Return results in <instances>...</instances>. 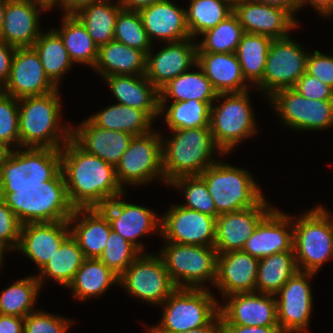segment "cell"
<instances>
[{"mask_svg": "<svg viewBox=\"0 0 333 333\" xmlns=\"http://www.w3.org/2000/svg\"><path fill=\"white\" fill-rule=\"evenodd\" d=\"M233 13L238 17L244 33L266 35L282 39L295 30L299 23L287 11L252 0H235Z\"/></svg>", "mask_w": 333, "mask_h": 333, "instance_id": "ffe728a7", "label": "cell"}, {"mask_svg": "<svg viewBox=\"0 0 333 333\" xmlns=\"http://www.w3.org/2000/svg\"><path fill=\"white\" fill-rule=\"evenodd\" d=\"M32 47L37 52L45 74L58 88L63 75L74 64L60 35L54 30L40 34Z\"/></svg>", "mask_w": 333, "mask_h": 333, "instance_id": "f35d334b", "label": "cell"}, {"mask_svg": "<svg viewBox=\"0 0 333 333\" xmlns=\"http://www.w3.org/2000/svg\"><path fill=\"white\" fill-rule=\"evenodd\" d=\"M165 243L158 254L177 288L204 289L206 281L214 285L218 256L214 246Z\"/></svg>", "mask_w": 333, "mask_h": 333, "instance_id": "ba28073f", "label": "cell"}, {"mask_svg": "<svg viewBox=\"0 0 333 333\" xmlns=\"http://www.w3.org/2000/svg\"><path fill=\"white\" fill-rule=\"evenodd\" d=\"M290 37L273 39L270 44L262 81L256 86L257 90H262L268 98L276 91L293 88L306 72L309 53Z\"/></svg>", "mask_w": 333, "mask_h": 333, "instance_id": "4fadbf2b", "label": "cell"}, {"mask_svg": "<svg viewBox=\"0 0 333 333\" xmlns=\"http://www.w3.org/2000/svg\"><path fill=\"white\" fill-rule=\"evenodd\" d=\"M113 284H119V275L98 258H86L67 288L75 299L86 301L104 294Z\"/></svg>", "mask_w": 333, "mask_h": 333, "instance_id": "836d02e7", "label": "cell"}, {"mask_svg": "<svg viewBox=\"0 0 333 333\" xmlns=\"http://www.w3.org/2000/svg\"><path fill=\"white\" fill-rule=\"evenodd\" d=\"M12 151L13 150L11 149V147L8 144H6L4 141L0 140V172H1L2 166L7 161V159L11 155Z\"/></svg>", "mask_w": 333, "mask_h": 333, "instance_id": "e7e4bbea", "label": "cell"}, {"mask_svg": "<svg viewBox=\"0 0 333 333\" xmlns=\"http://www.w3.org/2000/svg\"><path fill=\"white\" fill-rule=\"evenodd\" d=\"M314 274L297 271L274 295L277 322L284 333H308L306 329L313 309L312 290L308 280Z\"/></svg>", "mask_w": 333, "mask_h": 333, "instance_id": "9a60e30c", "label": "cell"}, {"mask_svg": "<svg viewBox=\"0 0 333 333\" xmlns=\"http://www.w3.org/2000/svg\"><path fill=\"white\" fill-rule=\"evenodd\" d=\"M34 1L49 11L51 8H53V6L55 7L56 4L57 6H60L62 8L63 0H34Z\"/></svg>", "mask_w": 333, "mask_h": 333, "instance_id": "03108f58", "label": "cell"}, {"mask_svg": "<svg viewBox=\"0 0 333 333\" xmlns=\"http://www.w3.org/2000/svg\"><path fill=\"white\" fill-rule=\"evenodd\" d=\"M257 3L274 6L287 11L294 19L295 12L300 10L299 0H252Z\"/></svg>", "mask_w": 333, "mask_h": 333, "instance_id": "680465c9", "label": "cell"}, {"mask_svg": "<svg viewBox=\"0 0 333 333\" xmlns=\"http://www.w3.org/2000/svg\"><path fill=\"white\" fill-rule=\"evenodd\" d=\"M114 40L139 49L146 54L152 48V43L148 38L139 12L123 8L116 18Z\"/></svg>", "mask_w": 333, "mask_h": 333, "instance_id": "bcb514c9", "label": "cell"}, {"mask_svg": "<svg viewBox=\"0 0 333 333\" xmlns=\"http://www.w3.org/2000/svg\"><path fill=\"white\" fill-rule=\"evenodd\" d=\"M6 250L0 245V269L2 268L3 264V255L5 254Z\"/></svg>", "mask_w": 333, "mask_h": 333, "instance_id": "a7ac6f4b", "label": "cell"}, {"mask_svg": "<svg viewBox=\"0 0 333 333\" xmlns=\"http://www.w3.org/2000/svg\"><path fill=\"white\" fill-rule=\"evenodd\" d=\"M60 153L61 171L74 209L100 208L124 193L115 166L84 152L71 139Z\"/></svg>", "mask_w": 333, "mask_h": 333, "instance_id": "6da1fadb", "label": "cell"}, {"mask_svg": "<svg viewBox=\"0 0 333 333\" xmlns=\"http://www.w3.org/2000/svg\"><path fill=\"white\" fill-rule=\"evenodd\" d=\"M60 29H54L61 37L73 63L94 67L99 47L74 14H64Z\"/></svg>", "mask_w": 333, "mask_h": 333, "instance_id": "74e56055", "label": "cell"}, {"mask_svg": "<svg viewBox=\"0 0 333 333\" xmlns=\"http://www.w3.org/2000/svg\"><path fill=\"white\" fill-rule=\"evenodd\" d=\"M133 135L116 130H106L89 119L71 127V140L84 152L116 166L127 150Z\"/></svg>", "mask_w": 333, "mask_h": 333, "instance_id": "d4e9b609", "label": "cell"}, {"mask_svg": "<svg viewBox=\"0 0 333 333\" xmlns=\"http://www.w3.org/2000/svg\"><path fill=\"white\" fill-rule=\"evenodd\" d=\"M85 259L77 240L70 234L42 267L36 278L40 282V286L44 284V280L48 277L67 287Z\"/></svg>", "mask_w": 333, "mask_h": 333, "instance_id": "8d00e7d4", "label": "cell"}, {"mask_svg": "<svg viewBox=\"0 0 333 333\" xmlns=\"http://www.w3.org/2000/svg\"><path fill=\"white\" fill-rule=\"evenodd\" d=\"M46 11L34 0H9L6 5L0 40L19 47H32L41 34L39 15Z\"/></svg>", "mask_w": 333, "mask_h": 333, "instance_id": "4316f807", "label": "cell"}, {"mask_svg": "<svg viewBox=\"0 0 333 333\" xmlns=\"http://www.w3.org/2000/svg\"><path fill=\"white\" fill-rule=\"evenodd\" d=\"M0 198L21 224L68 221L75 210L61 170L40 187L0 188Z\"/></svg>", "mask_w": 333, "mask_h": 333, "instance_id": "3957f363", "label": "cell"}, {"mask_svg": "<svg viewBox=\"0 0 333 333\" xmlns=\"http://www.w3.org/2000/svg\"><path fill=\"white\" fill-rule=\"evenodd\" d=\"M0 333H24V318L0 314Z\"/></svg>", "mask_w": 333, "mask_h": 333, "instance_id": "6f0895ef", "label": "cell"}, {"mask_svg": "<svg viewBox=\"0 0 333 333\" xmlns=\"http://www.w3.org/2000/svg\"><path fill=\"white\" fill-rule=\"evenodd\" d=\"M199 71L182 73L169 81L159 90L160 107H167L169 98L175 102L190 99L199 100L206 103H215L218 93L214 90L210 80L203 70L196 64Z\"/></svg>", "mask_w": 333, "mask_h": 333, "instance_id": "d6a6232c", "label": "cell"}, {"mask_svg": "<svg viewBox=\"0 0 333 333\" xmlns=\"http://www.w3.org/2000/svg\"><path fill=\"white\" fill-rule=\"evenodd\" d=\"M70 229L68 221L22 224L16 250L36 263L40 271L71 234Z\"/></svg>", "mask_w": 333, "mask_h": 333, "instance_id": "cb8c5ba5", "label": "cell"}, {"mask_svg": "<svg viewBox=\"0 0 333 333\" xmlns=\"http://www.w3.org/2000/svg\"><path fill=\"white\" fill-rule=\"evenodd\" d=\"M206 183L218 216L256 206L265 196L246 169L216 161L199 175Z\"/></svg>", "mask_w": 333, "mask_h": 333, "instance_id": "52a82bcc", "label": "cell"}, {"mask_svg": "<svg viewBox=\"0 0 333 333\" xmlns=\"http://www.w3.org/2000/svg\"><path fill=\"white\" fill-rule=\"evenodd\" d=\"M225 298V305H219L222 325L279 326L274 295L246 292Z\"/></svg>", "mask_w": 333, "mask_h": 333, "instance_id": "ac0fdd59", "label": "cell"}, {"mask_svg": "<svg viewBox=\"0 0 333 333\" xmlns=\"http://www.w3.org/2000/svg\"><path fill=\"white\" fill-rule=\"evenodd\" d=\"M141 253L119 276V285L128 293L160 305L177 289L161 256Z\"/></svg>", "mask_w": 333, "mask_h": 333, "instance_id": "7c38bea8", "label": "cell"}, {"mask_svg": "<svg viewBox=\"0 0 333 333\" xmlns=\"http://www.w3.org/2000/svg\"><path fill=\"white\" fill-rule=\"evenodd\" d=\"M68 222L85 258H99L112 230L106 214L100 208H77Z\"/></svg>", "mask_w": 333, "mask_h": 333, "instance_id": "f1b7e54d", "label": "cell"}, {"mask_svg": "<svg viewBox=\"0 0 333 333\" xmlns=\"http://www.w3.org/2000/svg\"><path fill=\"white\" fill-rule=\"evenodd\" d=\"M100 0H63L62 7L65 11L64 14H75L82 7L90 5L91 3L98 2Z\"/></svg>", "mask_w": 333, "mask_h": 333, "instance_id": "6125c7cd", "label": "cell"}, {"mask_svg": "<svg viewBox=\"0 0 333 333\" xmlns=\"http://www.w3.org/2000/svg\"><path fill=\"white\" fill-rule=\"evenodd\" d=\"M103 79L117 103L143 110L152 120L160 116L159 90L145 75H111Z\"/></svg>", "mask_w": 333, "mask_h": 333, "instance_id": "f546056e", "label": "cell"}, {"mask_svg": "<svg viewBox=\"0 0 333 333\" xmlns=\"http://www.w3.org/2000/svg\"><path fill=\"white\" fill-rule=\"evenodd\" d=\"M21 225L12 209L0 198V245L6 251L18 248Z\"/></svg>", "mask_w": 333, "mask_h": 333, "instance_id": "816d5d0a", "label": "cell"}, {"mask_svg": "<svg viewBox=\"0 0 333 333\" xmlns=\"http://www.w3.org/2000/svg\"><path fill=\"white\" fill-rule=\"evenodd\" d=\"M206 288H177L161 305L162 318L148 333H182L208 325L218 314L217 299Z\"/></svg>", "mask_w": 333, "mask_h": 333, "instance_id": "5b68a950", "label": "cell"}, {"mask_svg": "<svg viewBox=\"0 0 333 333\" xmlns=\"http://www.w3.org/2000/svg\"><path fill=\"white\" fill-rule=\"evenodd\" d=\"M249 91L221 93L220 105L211 106L210 129L215 144L223 154L232 151L238 143L256 132V121L250 104Z\"/></svg>", "mask_w": 333, "mask_h": 333, "instance_id": "9c48e42d", "label": "cell"}, {"mask_svg": "<svg viewBox=\"0 0 333 333\" xmlns=\"http://www.w3.org/2000/svg\"><path fill=\"white\" fill-rule=\"evenodd\" d=\"M189 38L165 44L156 54L147 53L145 76L160 90L169 81L197 64V44ZM155 54V55H154Z\"/></svg>", "mask_w": 333, "mask_h": 333, "instance_id": "7402d4cb", "label": "cell"}, {"mask_svg": "<svg viewBox=\"0 0 333 333\" xmlns=\"http://www.w3.org/2000/svg\"><path fill=\"white\" fill-rule=\"evenodd\" d=\"M160 234L165 242L214 246L216 218L200 211L172 205L161 217Z\"/></svg>", "mask_w": 333, "mask_h": 333, "instance_id": "2e32d148", "label": "cell"}, {"mask_svg": "<svg viewBox=\"0 0 333 333\" xmlns=\"http://www.w3.org/2000/svg\"><path fill=\"white\" fill-rule=\"evenodd\" d=\"M58 88L50 81L33 47L16 48L8 81L0 89L16 99L42 96Z\"/></svg>", "mask_w": 333, "mask_h": 333, "instance_id": "e0dca14e", "label": "cell"}, {"mask_svg": "<svg viewBox=\"0 0 333 333\" xmlns=\"http://www.w3.org/2000/svg\"><path fill=\"white\" fill-rule=\"evenodd\" d=\"M272 38L266 35L244 33L238 44L236 55L246 82L257 86L263 78L267 53Z\"/></svg>", "mask_w": 333, "mask_h": 333, "instance_id": "60d3db41", "label": "cell"}, {"mask_svg": "<svg viewBox=\"0 0 333 333\" xmlns=\"http://www.w3.org/2000/svg\"><path fill=\"white\" fill-rule=\"evenodd\" d=\"M110 1L91 3L74 14L98 47L114 40L115 22L122 7L119 0L114 5Z\"/></svg>", "mask_w": 333, "mask_h": 333, "instance_id": "d590c367", "label": "cell"}, {"mask_svg": "<svg viewBox=\"0 0 333 333\" xmlns=\"http://www.w3.org/2000/svg\"><path fill=\"white\" fill-rule=\"evenodd\" d=\"M141 253L135 245L111 230L105 248L98 259L120 276Z\"/></svg>", "mask_w": 333, "mask_h": 333, "instance_id": "c3c4849f", "label": "cell"}, {"mask_svg": "<svg viewBox=\"0 0 333 333\" xmlns=\"http://www.w3.org/2000/svg\"><path fill=\"white\" fill-rule=\"evenodd\" d=\"M169 139L162 136V168L165 183L177 177L200 175L213 165V153L219 151L210 127L172 131ZM164 140V141H163Z\"/></svg>", "mask_w": 333, "mask_h": 333, "instance_id": "277c9868", "label": "cell"}, {"mask_svg": "<svg viewBox=\"0 0 333 333\" xmlns=\"http://www.w3.org/2000/svg\"><path fill=\"white\" fill-rule=\"evenodd\" d=\"M197 65L218 94L249 90L236 53L197 52Z\"/></svg>", "mask_w": 333, "mask_h": 333, "instance_id": "4dcf8cb0", "label": "cell"}, {"mask_svg": "<svg viewBox=\"0 0 333 333\" xmlns=\"http://www.w3.org/2000/svg\"><path fill=\"white\" fill-rule=\"evenodd\" d=\"M243 34L238 17L232 13L214 28L201 34L204 38L197 43V52L236 53Z\"/></svg>", "mask_w": 333, "mask_h": 333, "instance_id": "f6af8a7d", "label": "cell"}, {"mask_svg": "<svg viewBox=\"0 0 333 333\" xmlns=\"http://www.w3.org/2000/svg\"><path fill=\"white\" fill-rule=\"evenodd\" d=\"M306 72L333 88V56L321 54L318 50L309 53Z\"/></svg>", "mask_w": 333, "mask_h": 333, "instance_id": "db71d44e", "label": "cell"}, {"mask_svg": "<svg viewBox=\"0 0 333 333\" xmlns=\"http://www.w3.org/2000/svg\"><path fill=\"white\" fill-rule=\"evenodd\" d=\"M267 99L287 127L317 131L333 126V100L307 99L293 88L276 91Z\"/></svg>", "mask_w": 333, "mask_h": 333, "instance_id": "5bb4252c", "label": "cell"}, {"mask_svg": "<svg viewBox=\"0 0 333 333\" xmlns=\"http://www.w3.org/2000/svg\"><path fill=\"white\" fill-rule=\"evenodd\" d=\"M40 282L36 276L17 280L0 293V314L25 318L34 310L40 292Z\"/></svg>", "mask_w": 333, "mask_h": 333, "instance_id": "ee69618b", "label": "cell"}, {"mask_svg": "<svg viewBox=\"0 0 333 333\" xmlns=\"http://www.w3.org/2000/svg\"><path fill=\"white\" fill-rule=\"evenodd\" d=\"M13 150L0 172V188L40 187L61 170L60 149Z\"/></svg>", "mask_w": 333, "mask_h": 333, "instance_id": "30bf717a", "label": "cell"}, {"mask_svg": "<svg viewBox=\"0 0 333 333\" xmlns=\"http://www.w3.org/2000/svg\"><path fill=\"white\" fill-rule=\"evenodd\" d=\"M298 93L311 100H333V88L305 72L293 86Z\"/></svg>", "mask_w": 333, "mask_h": 333, "instance_id": "f5cc1de1", "label": "cell"}, {"mask_svg": "<svg viewBox=\"0 0 333 333\" xmlns=\"http://www.w3.org/2000/svg\"><path fill=\"white\" fill-rule=\"evenodd\" d=\"M297 271L294 251L274 253L260 259L256 292L275 295Z\"/></svg>", "mask_w": 333, "mask_h": 333, "instance_id": "ab89813d", "label": "cell"}, {"mask_svg": "<svg viewBox=\"0 0 333 333\" xmlns=\"http://www.w3.org/2000/svg\"><path fill=\"white\" fill-rule=\"evenodd\" d=\"M235 0H190L186 11V23L190 37L214 28L233 13Z\"/></svg>", "mask_w": 333, "mask_h": 333, "instance_id": "b9f144b4", "label": "cell"}, {"mask_svg": "<svg viewBox=\"0 0 333 333\" xmlns=\"http://www.w3.org/2000/svg\"><path fill=\"white\" fill-rule=\"evenodd\" d=\"M223 333H284L280 326L222 325Z\"/></svg>", "mask_w": 333, "mask_h": 333, "instance_id": "9f6ffc18", "label": "cell"}, {"mask_svg": "<svg viewBox=\"0 0 333 333\" xmlns=\"http://www.w3.org/2000/svg\"><path fill=\"white\" fill-rule=\"evenodd\" d=\"M182 333H223L220 314H218L208 325Z\"/></svg>", "mask_w": 333, "mask_h": 333, "instance_id": "be15d7a7", "label": "cell"}, {"mask_svg": "<svg viewBox=\"0 0 333 333\" xmlns=\"http://www.w3.org/2000/svg\"><path fill=\"white\" fill-rule=\"evenodd\" d=\"M263 198L256 206L225 213L216 218L217 254L243 250L259 222L273 209Z\"/></svg>", "mask_w": 333, "mask_h": 333, "instance_id": "44dd1931", "label": "cell"}, {"mask_svg": "<svg viewBox=\"0 0 333 333\" xmlns=\"http://www.w3.org/2000/svg\"><path fill=\"white\" fill-rule=\"evenodd\" d=\"M124 193L108 201L100 209L108 217L111 228L144 253V245L138 237L154 231L160 234L161 217L146 207L121 201Z\"/></svg>", "mask_w": 333, "mask_h": 333, "instance_id": "d6986e66", "label": "cell"}, {"mask_svg": "<svg viewBox=\"0 0 333 333\" xmlns=\"http://www.w3.org/2000/svg\"><path fill=\"white\" fill-rule=\"evenodd\" d=\"M296 220L293 250L298 271L317 273L333 258V217L319 205Z\"/></svg>", "mask_w": 333, "mask_h": 333, "instance_id": "8992f818", "label": "cell"}, {"mask_svg": "<svg viewBox=\"0 0 333 333\" xmlns=\"http://www.w3.org/2000/svg\"><path fill=\"white\" fill-rule=\"evenodd\" d=\"M169 108L160 107V114L165 115L170 131L210 127L211 106L195 99L171 102ZM165 112V113H163Z\"/></svg>", "mask_w": 333, "mask_h": 333, "instance_id": "7bdbcfd3", "label": "cell"}, {"mask_svg": "<svg viewBox=\"0 0 333 333\" xmlns=\"http://www.w3.org/2000/svg\"><path fill=\"white\" fill-rule=\"evenodd\" d=\"M185 10L171 0H165L139 11L151 43L154 38L166 43L191 38Z\"/></svg>", "mask_w": 333, "mask_h": 333, "instance_id": "83f0119b", "label": "cell"}, {"mask_svg": "<svg viewBox=\"0 0 333 333\" xmlns=\"http://www.w3.org/2000/svg\"><path fill=\"white\" fill-rule=\"evenodd\" d=\"M165 0H119L120 5L125 10H131L139 12L154 3H158Z\"/></svg>", "mask_w": 333, "mask_h": 333, "instance_id": "94428289", "label": "cell"}, {"mask_svg": "<svg viewBox=\"0 0 333 333\" xmlns=\"http://www.w3.org/2000/svg\"><path fill=\"white\" fill-rule=\"evenodd\" d=\"M58 90L42 96L18 99L20 150L61 149L71 139L72 126H61L59 122L62 104Z\"/></svg>", "mask_w": 333, "mask_h": 333, "instance_id": "7a4b0ae2", "label": "cell"}, {"mask_svg": "<svg viewBox=\"0 0 333 333\" xmlns=\"http://www.w3.org/2000/svg\"><path fill=\"white\" fill-rule=\"evenodd\" d=\"M0 140L20 148L18 99L0 90Z\"/></svg>", "mask_w": 333, "mask_h": 333, "instance_id": "681fc988", "label": "cell"}, {"mask_svg": "<svg viewBox=\"0 0 333 333\" xmlns=\"http://www.w3.org/2000/svg\"><path fill=\"white\" fill-rule=\"evenodd\" d=\"M292 220V216L273 208L259 222L243 251L259 260L274 253L294 251Z\"/></svg>", "mask_w": 333, "mask_h": 333, "instance_id": "603a6c76", "label": "cell"}, {"mask_svg": "<svg viewBox=\"0 0 333 333\" xmlns=\"http://www.w3.org/2000/svg\"><path fill=\"white\" fill-rule=\"evenodd\" d=\"M94 125L106 130H116L141 136L153 129V120L143 111L122 104H113L88 118Z\"/></svg>", "mask_w": 333, "mask_h": 333, "instance_id": "e575fe53", "label": "cell"}, {"mask_svg": "<svg viewBox=\"0 0 333 333\" xmlns=\"http://www.w3.org/2000/svg\"><path fill=\"white\" fill-rule=\"evenodd\" d=\"M315 8L320 15L330 17L333 14V0H299V7L308 4Z\"/></svg>", "mask_w": 333, "mask_h": 333, "instance_id": "91938a15", "label": "cell"}, {"mask_svg": "<svg viewBox=\"0 0 333 333\" xmlns=\"http://www.w3.org/2000/svg\"><path fill=\"white\" fill-rule=\"evenodd\" d=\"M16 47L0 40V89L8 81Z\"/></svg>", "mask_w": 333, "mask_h": 333, "instance_id": "11a10c76", "label": "cell"}, {"mask_svg": "<svg viewBox=\"0 0 333 333\" xmlns=\"http://www.w3.org/2000/svg\"><path fill=\"white\" fill-rule=\"evenodd\" d=\"M168 185L183 190L186 203L181 205L194 211H200L215 218L218 212L208 191L205 181L199 175L177 177Z\"/></svg>", "mask_w": 333, "mask_h": 333, "instance_id": "7dc6e473", "label": "cell"}, {"mask_svg": "<svg viewBox=\"0 0 333 333\" xmlns=\"http://www.w3.org/2000/svg\"><path fill=\"white\" fill-rule=\"evenodd\" d=\"M73 321L46 311H33L24 318V333H67Z\"/></svg>", "mask_w": 333, "mask_h": 333, "instance_id": "f907efd6", "label": "cell"}, {"mask_svg": "<svg viewBox=\"0 0 333 333\" xmlns=\"http://www.w3.org/2000/svg\"><path fill=\"white\" fill-rule=\"evenodd\" d=\"M161 139V133L154 130L148 134L133 137L115 166L116 177L122 188H125V184L136 186L157 178L165 183Z\"/></svg>", "mask_w": 333, "mask_h": 333, "instance_id": "8fae6325", "label": "cell"}, {"mask_svg": "<svg viewBox=\"0 0 333 333\" xmlns=\"http://www.w3.org/2000/svg\"><path fill=\"white\" fill-rule=\"evenodd\" d=\"M259 259L243 250L218 254L214 287L221 297L236 293L256 292Z\"/></svg>", "mask_w": 333, "mask_h": 333, "instance_id": "484cf974", "label": "cell"}, {"mask_svg": "<svg viewBox=\"0 0 333 333\" xmlns=\"http://www.w3.org/2000/svg\"><path fill=\"white\" fill-rule=\"evenodd\" d=\"M147 54L112 40L99 47L93 70L104 78L111 75H145Z\"/></svg>", "mask_w": 333, "mask_h": 333, "instance_id": "1f68e13d", "label": "cell"}, {"mask_svg": "<svg viewBox=\"0 0 333 333\" xmlns=\"http://www.w3.org/2000/svg\"><path fill=\"white\" fill-rule=\"evenodd\" d=\"M9 0H0V32L3 28L6 5Z\"/></svg>", "mask_w": 333, "mask_h": 333, "instance_id": "003e7915", "label": "cell"}]
</instances>
